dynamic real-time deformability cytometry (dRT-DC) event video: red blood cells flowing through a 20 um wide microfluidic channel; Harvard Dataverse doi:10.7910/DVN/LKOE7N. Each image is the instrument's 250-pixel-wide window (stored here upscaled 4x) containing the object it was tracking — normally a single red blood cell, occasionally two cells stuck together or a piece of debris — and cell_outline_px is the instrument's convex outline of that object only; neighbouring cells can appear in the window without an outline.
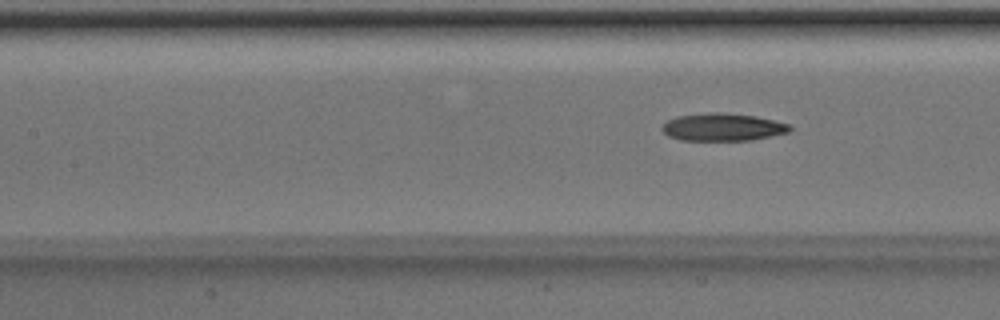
{"species": "Egyptian fruit bat (a non-hibernating species)", "species_latin": "Rousettus aegyptiacus", "temperature_condition": "room temperature", "stored_images_in_passage": 7, "camera_frame_rate_fps": 3000, "um_per_image_px": 0.085, "animal": {"sex": "male"}, "frame": {"image": 1, "passage_image": 7, "time_ms": 2.0, "image_size_px": [1000, 320], "cell_outline_px": [[792, 128], [788, 132], [752, 140], [680, 140], [668, 136], [660, 128], [668, 120], [676, 116], [704, 112], [724, 112], [756, 116], [788, 124]], "centroid_in_image_um": [61.39, 10.79], "position_along_channel_um": 146.0, "area_um2": 20.58}}